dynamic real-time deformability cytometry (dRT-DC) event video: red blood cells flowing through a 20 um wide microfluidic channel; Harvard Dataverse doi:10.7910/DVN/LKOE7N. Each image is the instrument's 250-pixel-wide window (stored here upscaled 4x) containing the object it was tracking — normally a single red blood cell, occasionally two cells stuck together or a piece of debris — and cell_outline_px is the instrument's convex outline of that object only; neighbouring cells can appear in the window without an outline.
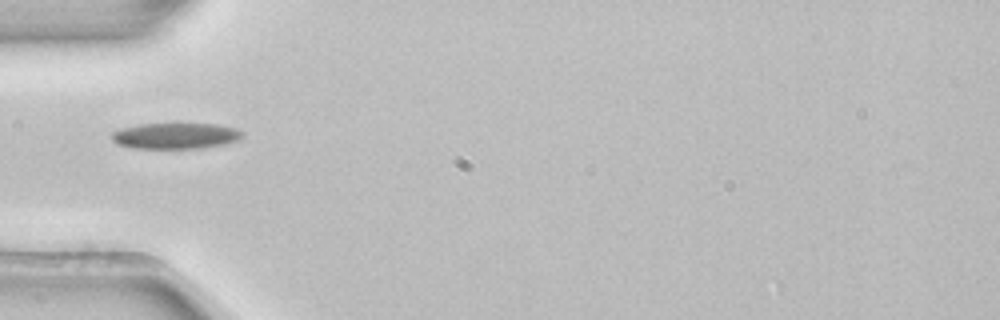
{"species": "common noctule bat (a hibernating species)", "species_latin": "Nyctalus noctula", "temperature_condition": "room temperature", "stored_images_in_passage": 37, "camera_frame_rate_fps": 3000, "um_per_image_px": 0.085, "animal": {"sex": "female", "body_mass_g": 22.7, "forearm_length_mm": 54.2}, "frame": {"image": 1, "passage_image": 1, "time_ms": 0.0, "image_size_px": [1000, 320], "cell_outline_px": [[244, 136], [236, 140], [224, 144], [200, 148], [132, 148], [116, 144], [112, 140], [112, 132], [120, 128], [140, 124], [216, 124], [236, 128], [244, 132]], "centroid_in_image_um": [14.9, 11.54], "position_along_channel_um": 70.1, "area_um2": 19.77}}
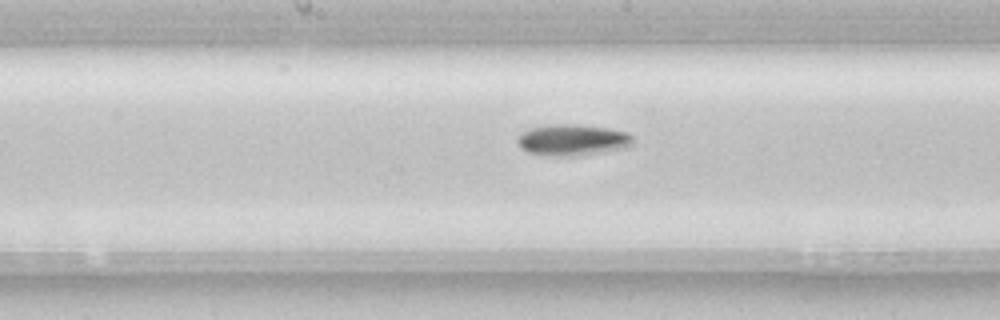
{"frame": {"image": 2, "passage_image": 11, "time_ms": 3.333, "image_size_px": [1000, 320], "cell_outline_px": [[632, 144], [624, 148], [576, 156], [556, 156], [528, 152], [520, 148], [516, 140], [516, 136], [520, 132], [528, 128], [552, 124], [576, 124], [608, 128], [628, 132], [632, 136]], "centroid_in_image_um": [48.61, 11.88], "position_along_channel_um": 199.6, "area_um2": 21.15}}
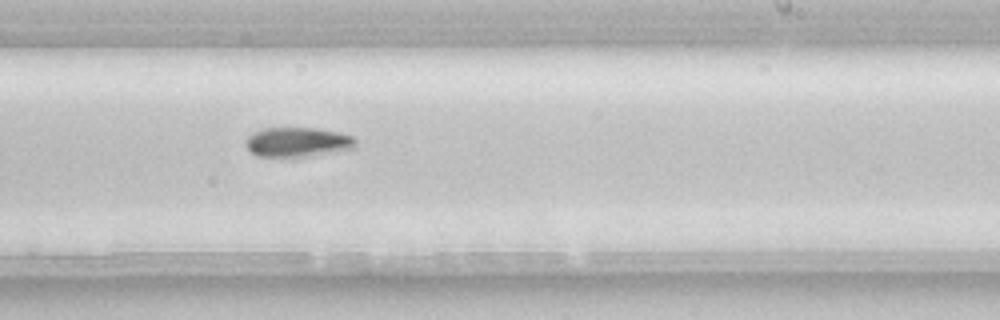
{"frame": {"image": 3, "passage_image": 16, "time_ms": 5.0, "image_size_px": [1000, 320], "cell_outline_px": [[356, 144], [352, 148], [308, 156], [256, 156], [244, 144], [244, 140], [248, 136], [264, 128], [316, 128], [336, 132], [352, 136], [356, 140]], "centroid_in_image_um": [25.25, 12.07], "position_along_channel_um": 263.7, "area_um2": 18.55}, "authors_computed_cell_mechanics": {"area_um2": 18.3804, "velocity_mm_per_s": 3.8816, "shape_relaxation_time_tau1_ms": 2.6239, "shape_relaxation_time_tau2_ms": null, "deformation_change_tau1": 0.0884, "deformation_change_tau2": null}}